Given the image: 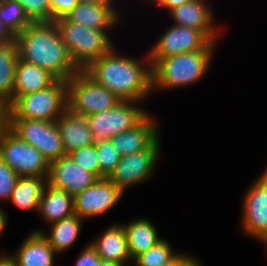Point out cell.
Returning <instances> with one entry per match:
<instances>
[{
  "instance_id": "28",
  "label": "cell",
  "mask_w": 267,
  "mask_h": 266,
  "mask_svg": "<svg viewBox=\"0 0 267 266\" xmlns=\"http://www.w3.org/2000/svg\"><path fill=\"white\" fill-rule=\"evenodd\" d=\"M172 245L164 238L146 252L133 260L132 266H161L173 260L179 251H174Z\"/></svg>"
},
{
  "instance_id": "19",
  "label": "cell",
  "mask_w": 267,
  "mask_h": 266,
  "mask_svg": "<svg viewBox=\"0 0 267 266\" xmlns=\"http://www.w3.org/2000/svg\"><path fill=\"white\" fill-rule=\"evenodd\" d=\"M19 248L7 254L16 266H55L58 254L40 232H29Z\"/></svg>"
},
{
  "instance_id": "17",
  "label": "cell",
  "mask_w": 267,
  "mask_h": 266,
  "mask_svg": "<svg viewBox=\"0 0 267 266\" xmlns=\"http://www.w3.org/2000/svg\"><path fill=\"white\" fill-rule=\"evenodd\" d=\"M100 234L89 243L96 250L102 261L113 262L120 266H132L131 262L133 260L128 251L123 224L121 222L113 223Z\"/></svg>"
},
{
  "instance_id": "24",
  "label": "cell",
  "mask_w": 267,
  "mask_h": 266,
  "mask_svg": "<svg viewBox=\"0 0 267 266\" xmlns=\"http://www.w3.org/2000/svg\"><path fill=\"white\" fill-rule=\"evenodd\" d=\"M37 214L49 225L71 216L74 214L73 196L47 184L43 190Z\"/></svg>"
},
{
  "instance_id": "29",
  "label": "cell",
  "mask_w": 267,
  "mask_h": 266,
  "mask_svg": "<svg viewBox=\"0 0 267 266\" xmlns=\"http://www.w3.org/2000/svg\"><path fill=\"white\" fill-rule=\"evenodd\" d=\"M94 144L99 158L100 178H108L122 156L117 152L110 140L96 142Z\"/></svg>"
},
{
  "instance_id": "18",
  "label": "cell",
  "mask_w": 267,
  "mask_h": 266,
  "mask_svg": "<svg viewBox=\"0 0 267 266\" xmlns=\"http://www.w3.org/2000/svg\"><path fill=\"white\" fill-rule=\"evenodd\" d=\"M116 8L115 3L79 2L66 18L91 29H113L122 21V14Z\"/></svg>"
},
{
  "instance_id": "8",
  "label": "cell",
  "mask_w": 267,
  "mask_h": 266,
  "mask_svg": "<svg viewBox=\"0 0 267 266\" xmlns=\"http://www.w3.org/2000/svg\"><path fill=\"white\" fill-rule=\"evenodd\" d=\"M139 101H120L113 108L85 116L94 143L110 140L114 135L138 125L148 114Z\"/></svg>"
},
{
  "instance_id": "16",
  "label": "cell",
  "mask_w": 267,
  "mask_h": 266,
  "mask_svg": "<svg viewBox=\"0 0 267 266\" xmlns=\"http://www.w3.org/2000/svg\"><path fill=\"white\" fill-rule=\"evenodd\" d=\"M152 114H148L138 125L114 135L110 141L121 156L147 149L161 134L160 125Z\"/></svg>"
},
{
  "instance_id": "31",
  "label": "cell",
  "mask_w": 267,
  "mask_h": 266,
  "mask_svg": "<svg viewBox=\"0 0 267 266\" xmlns=\"http://www.w3.org/2000/svg\"><path fill=\"white\" fill-rule=\"evenodd\" d=\"M33 22L51 21L50 0H18Z\"/></svg>"
},
{
  "instance_id": "39",
  "label": "cell",
  "mask_w": 267,
  "mask_h": 266,
  "mask_svg": "<svg viewBox=\"0 0 267 266\" xmlns=\"http://www.w3.org/2000/svg\"><path fill=\"white\" fill-rule=\"evenodd\" d=\"M8 214L3 207L0 206V237L6 231L8 226Z\"/></svg>"
},
{
  "instance_id": "14",
  "label": "cell",
  "mask_w": 267,
  "mask_h": 266,
  "mask_svg": "<svg viewBox=\"0 0 267 266\" xmlns=\"http://www.w3.org/2000/svg\"><path fill=\"white\" fill-rule=\"evenodd\" d=\"M214 13L208 0H192L168 12L173 24L200 30L210 41L218 42L225 30L215 24Z\"/></svg>"
},
{
  "instance_id": "1",
  "label": "cell",
  "mask_w": 267,
  "mask_h": 266,
  "mask_svg": "<svg viewBox=\"0 0 267 266\" xmlns=\"http://www.w3.org/2000/svg\"><path fill=\"white\" fill-rule=\"evenodd\" d=\"M145 57L119 54L114 47L109 53L91 62L83 71L106 87L121 101L145 102L152 93V73L148 53Z\"/></svg>"
},
{
  "instance_id": "38",
  "label": "cell",
  "mask_w": 267,
  "mask_h": 266,
  "mask_svg": "<svg viewBox=\"0 0 267 266\" xmlns=\"http://www.w3.org/2000/svg\"><path fill=\"white\" fill-rule=\"evenodd\" d=\"M190 256L191 254L181 252L173 260L161 266H181Z\"/></svg>"
},
{
  "instance_id": "2",
  "label": "cell",
  "mask_w": 267,
  "mask_h": 266,
  "mask_svg": "<svg viewBox=\"0 0 267 266\" xmlns=\"http://www.w3.org/2000/svg\"><path fill=\"white\" fill-rule=\"evenodd\" d=\"M19 59L68 80L80 69L74 64L55 21L33 22L16 36Z\"/></svg>"
},
{
  "instance_id": "36",
  "label": "cell",
  "mask_w": 267,
  "mask_h": 266,
  "mask_svg": "<svg viewBox=\"0 0 267 266\" xmlns=\"http://www.w3.org/2000/svg\"><path fill=\"white\" fill-rule=\"evenodd\" d=\"M16 36L9 30L5 23L0 19V44L15 41Z\"/></svg>"
},
{
  "instance_id": "37",
  "label": "cell",
  "mask_w": 267,
  "mask_h": 266,
  "mask_svg": "<svg viewBox=\"0 0 267 266\" xmlns=\"http://www.w3.org/2000/svg\"><path fill=\"white\" fill-rule=\"evenodd\" d=\"M7 125L8 107L2 100H0V133L7 127Z\"/></svg>"
},
{
  "instance_id": "4",
  "label": "cell",
  "mask_w": 267,
  "mask_h": 266,
  "mask_svg": "<svg viewBox=\"0 0 267 266\" xmlns=\"http://www.w3.org/2000/svg\"><path fill=\"white\" fill-rule=\"evenodd\" d=\"M55 23L74 64L80 70H84L91 62L109 53L115 47L113 38L110 37L112 29L87 28L69 21L66 17L56 20Z\"/></svg>"
},
{
  "instance_id": "35",
  "label": "cell",
  "mask_w": 267,
  "mask_h": 266,
  "mask_svg": "<svg viewBox=\"0 0 267 266\" xmlns=\"http://www.w3.org/2000/svg\"><path fill=\"white\" fill-rule=\"evenodd\" d=\"M189 1H192V0H148V2L157 4V7H161V9H164V11L166 10L167 13L173 8L178 7L181 4H185Z\"/></svg>"
},
{
  "instance_id": "21",
  "label": "cell",
  "mask_w": 267,
  "mask_h": 266,
  "mask_svg": "<svg viewBox=\"0 0 267 266\" xmlns=\"http://www.w3.org/2000/svg\"><path fill=\"white\" fill-rule=\"evenodd\" d=\"M84 220L73 214L48 225V232L42 228L32 230L40 232L58 255H64L74 246L80 237Z\"/></svg>"
},
{
  "instance_id": "5",
  "label": "cell",
  "mask_w": 267,
  "mask_h": 266,
  "mask_svg": "<svg viewBox=\"0 0 267 266\" xmlns=\"http://www.w3.org/2000/svg\"><path fill=\"white\" fill-rule=\"evenodd\" d=\"M67 109V80L20 96L9 108L8 119H37L53 122Z\"/></svg>"
},
{
  "instance_id": "42",
  "label": "cell",
  "mask_w": 267,
  "mask_h": 266,
  "mask_svg": "<svg viewBox=\"0 0 267 266\" xmlns=\"http://www.w3.org/2000/svg\"><path fill=\"white\" fill-rule=\"evenodd\" d=\"M79 2L82 3H90V4H104V3H116L118 4L116 0H79Z\"/></svg>"
},
{
  "instance_id": "22",
  "label": "cell",
  "mask_w": 267,
  "mask_h": 266,
  "mask_svg": "<svg viewBox=\"0 0 267 266\" xmlns=\"http://www.w3.org/2000/svg\"><path fill=\"white\" fill-rule=\"evenodd\" d=\"M122 224L125 228L128 251L132 260L164 239L159 236L153 222L146 217H137V219L129 220L126 224L122 222Z\"/></svg>"
},
{
  "instance_id": "23",
  "label": "cell",
  "mask_w": 267,
  "mask_h": 266,
  "mask_svg": "<svg viewBox=\"0 0 267 266\" xmlns=\"http://www.w3.org/2000/svg\"><path fill=\"white\" fill-rule=\"evenodd\" d=\"M55 80L56 78L47 70L19 59L15 73L12 104L20 96L40 91L50 86Z\"/></svg>"
},
{
  "instance_id": "33",
  "label": "cell",
  "mask_w": 267,
  "mask_h": 266,
  "mask_svg": "<svg viewBox=\"0 0 267 266\" xmlns=\"http://www.w3.org/2000/svg\"><path fill=\"white\" fill-rule=\"evenodd\" d=\"M80 251L72 266H99L102 262V259L89 242Z\"/></svg>"
},
{
  "instance_id": "7",
  "label": "cell",
  "mask_w": 267,
  "mask_h": 266,
  "mask_svg": "<svg viewBox=\"0 0 267 266\" xmlns=\"http://www.w3.org/2000/svg\"><path fill=\"white\" fill-rule=\"evenodd\" d=\"M0 158L19 177H48L50 163L34 146L22 140L8 126L0 133Z\"/></svg>"
},
{
  "instance_id": "26",
  "label": "cell",
  "mask_w": 267,
  "mask_h": 266,
  "mask_svg": "<svg viewBox=\"0 0 267 266\" xmlns=\"http://www.w3.org/2000/svg\"><path fill=\"white\" fill-rule=\"evenodd\" d=\"M18 60L16 41L0 44V100L8 108L12 105Z\"/></svg>"
},
{
  "instance_id": "44",
  "label": "cell",
  "mask_w": 267,
  "mask_h": 266,
  "mask_svg": "<svg viewBox=\"0 0 267 266\" xmlns=\"http://www.w3.org/2000/svg\"><path fill=\"white\" fill-rule=\"evenodd\" d=\"M265 168L266 169L262 173H260L259 176L262 177L264 180L267 181V165H266Z\"/></svg>"
},
{
  "instance_id": "13",
  "label": "cell",
  "mask_w": 267,
  "mask_h": 266,
  "mask_svg": "<svg viewBox=\"0 0 267 266\" xmlns=\"http://www.w3.org/2000/svg\"><path fill=\"white\" fill-rule=\"evenodd\" d=\"M124 192L108 178H100L73 197L74 214L83 220L107 214L122 200Z\"/></svg>"
},
{
  "instance_id": "15",
  "label": "cell",
  "mask_w": 267,
  "mask_h": 266,
  "mask_svg": "<svg viewBox=\"0 0 267 266\" xmlns=\"http://www.w3.org/2000/svg\"><path fill=\"white\" fill-rule=\"evenodd\" d=\"M98 180L99 178L94 173L76 164L69 154L50 163L48 184L56 189L66 191L73 197Z\"/></svg>"
},
{
  "instance_id": "20",
  "label": "cell",
  "mask_w": 267,
  "mask_h": 266,
  "mask_svg": "<svg viewBox=\"0 0 267 266\" xmlns=\"http://www.w3.org/2000/svg\"><path fill=\"white\" fill-rule=\"evenodd\" d=\"M56 125L62 138L65 154L94 144L85 116L74 114L66 109L56 120Z\"/></svg>"
},
{
  "instance_id": "25",
  "label": "cell",
  "mask_w": 267,
  "mask_h": 266,
  "mask_svg": "<svg viewBox=\"0 0 267 266\" xmlns=\"http://www.w3.org/2000/svg\"><path fill=\"white\" fill-rule=\"evenodd\" d=\"M47 184L48 177H19L12 191L9 203L13 204L19 210L37 213L43 190Z\"/></svg>"
},
{
  "instance_id": "9",
  "label": "cell",
  "mask_w": 267,
  "mask_h": 266,
  "mask_svg": "<svg viewBox=\"0 0 267 266\" xmlns=\"http://www.w3.org/2000/svg\"><path fill=\"white\" fill-rule=\"evenodd\" d=\"M218 42L210 41L200 30L170 25L147 51L151 67L160 59L196 50H216Z\"/></svg>"
},
{
  "instance_id": "43",
  "label": "cell",
  "mask_w": 267,
  "mask_h": 266,
  "mask_svg": "<svg viewBox=\"0 0 267 266\" xmlns=\"http://www.w3.org/2000/svg\"><path fill=\"white\" fill-rule=\"evenodd\" d=\"M99 266H120V265H118V264H116V263H113V262H104V261H102V262L99 264Z\"/></svg>"
},
{
  "instance_id": "6",
  "label": "cell",
  "mask_w": 267,
  "mask_h": 266,
  "mask_svg": "<svg viewBox=\"0 0 267 266\" xmlns=\"http://www.w3.org/2000/svg\"><path fill=\"white\" fill-rule=\"evenodd\" d=\"M121 100L83 70L67 80V109L87 116L113 108Z\"/></svg>"
},
{
  "instance_id": "41",
  "label": "cell",
  "mask_w": 267,
  "mask_h": 266,
  "mask_svg": "<svg viewBox=\"0 0 267 266\" xmlns=\"http://www.w3.org/2000/svg\"><path fill=\"white\" fill-rule=\"evenodd\" d=\"M8 253L3 251L0 253V266H16L10 258L7 256Z\"/></svg>"
},
{
  "instance_id": "45",
  "label": "cell",
  "mask_w": 267,
  "mask_h": 266,
  "mask_svg": "<svg viewBox=\"0 0 267 266\" xmlns=\"http://www.w3.org/2000/svg\"><path fill=\"white\" fill-rule=\"evenodd\" d=\"M266 249V255H267V239L263 242V243H261Z\"/></svg>"
},
{
  "instance_id": "30",
  "label": "cell",
  "mask_w": 267,
  "mask_h": 266,
  "mask_svg": "<svg viewBox=\"0 0 267 266\" xmlns=\"http://www.w3.org/2000/svg\"><path fill=\"white\" fill-rule=\"evenodd\" d=\"M76 164L94 173L100 179V166L95 144L81 147L69 154Z\"/></svg>"
},
{
  "instance_id": "40",
  "label": "cell",
  "mask_w": 267,
  "mask_h": 266,
  "mask_svg": "<svg viewBox=\"0 0 267 266\" xmlns=\"http://www.w3.org/2000/svg\"><path fill=\"white\" fill-rule=\"evenodd\" d=\"M198 257L191 255L181 266H204Z\"/></svg>"
},
{
  "instance_id": "32",
  "label": "cell",
  "mask_w": 267,
  "mask_h": 266,
  "mask_svg": "<svg viewBox=\"0 0 267 266\" xmlns=\"http://www.w3.org/2000/svg\"><path fill=\"white\" fill-rule=\"evenodd\" d=\"M19 176L0 158V201L8 203Z\"/></svg>"
},
{
  "instance_id": "10",
  "label": "cell",
  "mask_w": 267,
  "mask_h": 266,
  "mask_svg": "<svg viewBox=\"0 0 267 266\" xmlns=\"http://www.w3.org/2000/svg\"><path fill=\"white\" fill-rule=\"evenodd\" d=\"M161 135L145 150L122 156L108 179L125 190L152 179L160 158Z\"/></svg>"
},
{
  "instance_id": "34",
  "label": "cell",
  "mask_w": 267,
  "mask_h": 266,
  "mask_svg": "<svg viewBox=\"0 0 267 266\" xmlns=\"http://www.w3.org/2000/svg\"><path fill=\"white\" fill-rule=\"evenodd\" d=\"M79 3V0H50L51 21L66 17Z\"/></svg>"
},
{
  "instance_id": "11",
  "label": "cell",
  "mask_w": 267,
  "mask_h": 266,
  "mask_svg": "<svg viewBox=\"0 0 267 266\" xmlns=\"http://www.w3.org/2000/svg\"><path fill=\"white\" fill-rule=\"evenodd\" d=\"M7 126L22 140L36 147L49 163L65 155L56 121L8 119Z\"/></svg>"
},
{
  "instance_id": "12",
  "label": "cell",
  "mask_w": 267,
  "mask_h": 266,
  "mask_svg": "<svg viewBox=\"0 0 267 266\" xmlns=\"http://www.w3.org/2000/svg\"><path fill=\"white\" fill-rule=\"evenodd\" d=\"M242 199L240 230L261 244L267 239V181L258 176Z\"/></svg>"
},
{
  "instance_id": "3",
  "label": "cell",
  "mask_w": 267,
  "mask_h": 266,
  "mask_svg": "<svg viewBox=\"0 0 267 266\" xmlns=\"http://www.w3.org/2000/svg\"><path fill=\"white\" fill-rule=\"evenodd\" d=\"M216 50H196L158 60L152 67V93L185 88L206 77Z\"/></svg>"
},
{
  "instance_id": "27",
  "label": "cell",
  "mask_w": 267,
  "mask_h": 266,
  "mask_svg": "<svg viewBox=\"0 0 267 266\" xmlns=\"http://www.w3.org/2000/svg\"><path fill=\"white\" fill-rule=\"evenodd\" d=\"M0 19L15 36L33 23L18 0H0Z\"/></svg>"
}]
</instances>
